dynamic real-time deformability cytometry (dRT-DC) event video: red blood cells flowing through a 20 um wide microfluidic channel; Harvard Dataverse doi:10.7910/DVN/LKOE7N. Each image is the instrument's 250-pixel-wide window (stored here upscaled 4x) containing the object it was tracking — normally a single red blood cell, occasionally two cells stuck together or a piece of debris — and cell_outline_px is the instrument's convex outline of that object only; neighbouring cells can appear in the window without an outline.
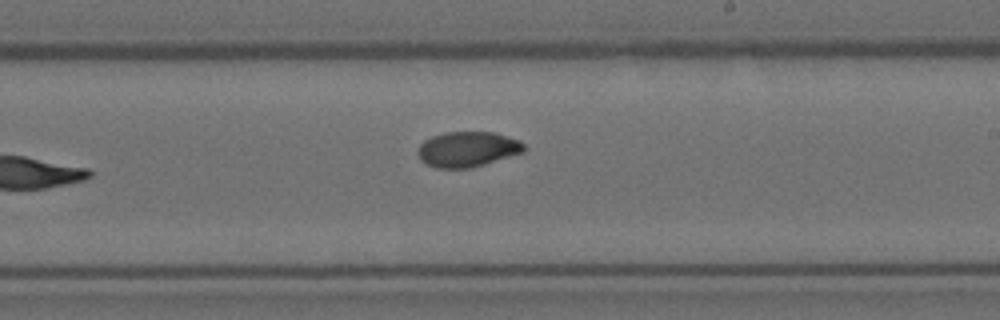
{"species": "Egyptian fruit bat (a non-hibernating species)", "species_latin": "Rousettus aegyptiacus", "temperature_condition": "room temperature", "stored_images_in_passage": 9, "camera_frame_rate_fps": 3000, "um_per_image_px": 0.085, "animal": {"sex": "female"}, "frame": {"image": 1, "passage_image": 9, "time_ms": 2.667, "image_size_px": [1000, 320], "cell_outline_px": [[524, 152], [484, 164], [468, 168], [436, 168], [420, 160], [416, 152], [420, 144], [424, 140], [432, 136], [444, 132], [492, 132], [520, 140], [524, 144]], "centroid_in_image_um": [39.71, 12.68], "position_along_channel_um": 249.3, "area_um2": 21.79}}